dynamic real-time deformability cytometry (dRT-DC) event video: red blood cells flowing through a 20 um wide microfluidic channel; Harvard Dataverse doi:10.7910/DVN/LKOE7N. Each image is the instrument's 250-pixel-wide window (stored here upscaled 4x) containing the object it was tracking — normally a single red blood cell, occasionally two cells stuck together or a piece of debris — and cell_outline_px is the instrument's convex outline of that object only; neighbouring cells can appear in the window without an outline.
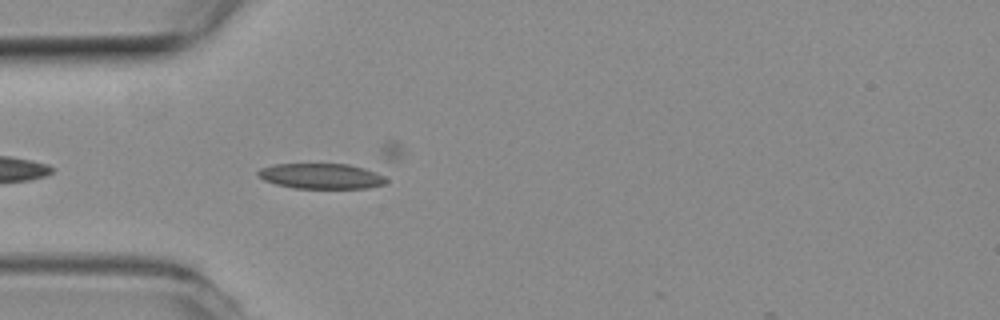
{"species": "common noctule bat (a hibernating species)", "species_latin": "Nyctalus noctula", "temperature_condition": "room temperature", "stored_images_in_passage": 4, "camera_frame_rate_fps": 3000, "um_per_image_px": 0.085, "animal": {"sex": "female", "body_mass_g": 19.3, "forearm_length_mm": 54.1}, "frame": {"image": 1, "passage_image": 3, "time_ms": 0.667, "image_size_px": [1000, 320], "cell_outline_px": [[388, 180], [384, 184], [368, 188], [296, 188], [276, 184], [264, 180], [256, 176], [256, 172], [260, 168], [272, 164], [348, 164], [384, 172]], "centroid_in_image_um": [27.36, 14.96], "position_along_channel_um": 57.6, "area_um2": 19.36}}